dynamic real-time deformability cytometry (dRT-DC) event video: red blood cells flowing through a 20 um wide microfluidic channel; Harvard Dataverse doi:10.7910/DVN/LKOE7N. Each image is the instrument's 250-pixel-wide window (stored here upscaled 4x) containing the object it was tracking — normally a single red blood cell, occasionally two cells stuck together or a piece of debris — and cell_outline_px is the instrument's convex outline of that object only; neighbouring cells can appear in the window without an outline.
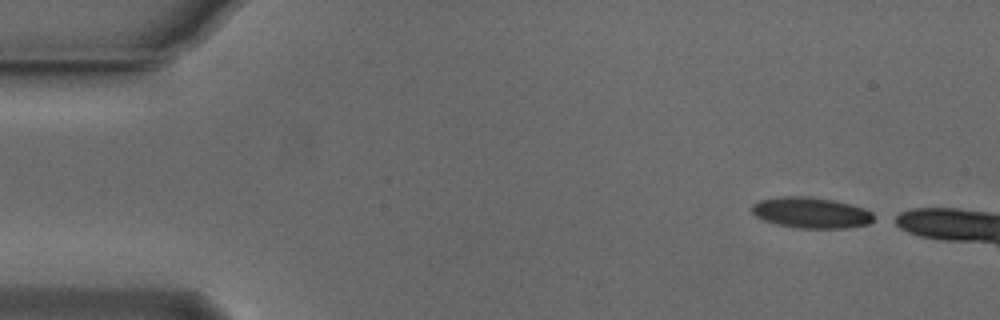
{"species": "Egyptian fruit bat (a non-hibernating species)", "species_latin": "Rousettus aegyptiacus", "temperature_condition": "cold", "stored_images_in_passage": 6, "camera_frame_rate_fps": 3000, "um_per_image_px": 0.085, "animal": {"sex": "male"}, "frame": {"image": 1, "passage_image": 1, "time_ms": 0.0, "image_size_px": [1000, 320], "cell_outline_px": [[872, 220], [868, 224], [844, 228], [800, 228], [780, 224], [764, 220], [756, 216], [752, 212], [752, 204], [760, 200], [780, 196], [808, 196], [832, 200], [864, 208], [872, 212]], "centroid_in_image_um": [68.92, 18.07], "position_along_channel_um": 16.1, "area_um2": 21.62}}